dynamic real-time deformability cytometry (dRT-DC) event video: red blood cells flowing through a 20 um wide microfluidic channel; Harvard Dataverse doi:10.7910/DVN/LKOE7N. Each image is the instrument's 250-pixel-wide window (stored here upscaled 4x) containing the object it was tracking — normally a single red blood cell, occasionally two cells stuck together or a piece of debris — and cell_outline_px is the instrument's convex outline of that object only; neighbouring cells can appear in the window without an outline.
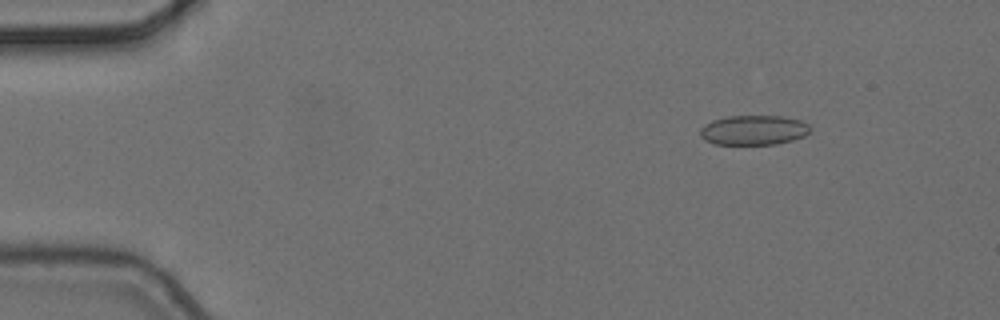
{"species": "common noctule bat (a hibernating species)", "species_latin": "Nyctalus noctula", "temperature_condition": "cold", "stored_images_in_passage": 7, "camera_frame_rate_fps": 3000, "um_per_image_px": 0.085, "animal": {"sex": "female", "body_mass_g": 24.6, "forearm_length_mm": 56.2}, "frame": {"image": 1, "passage_image": 3, "time_ms": 0.667, "image_size_px": [1000, 320], "cell_outline_px": [[808, 132], [804, 136], [792, 140], [776, 144], [716, 144], [704, 140], [700, 136], [700, 128], [704, 124], [712, 120], [728, 116], [780, 116], [800, 120], [808, 124]], "centroid_in_image_um": [64.01, 11.06], "position_along_channel_um": 21.0, "area_um2": 18.96}}
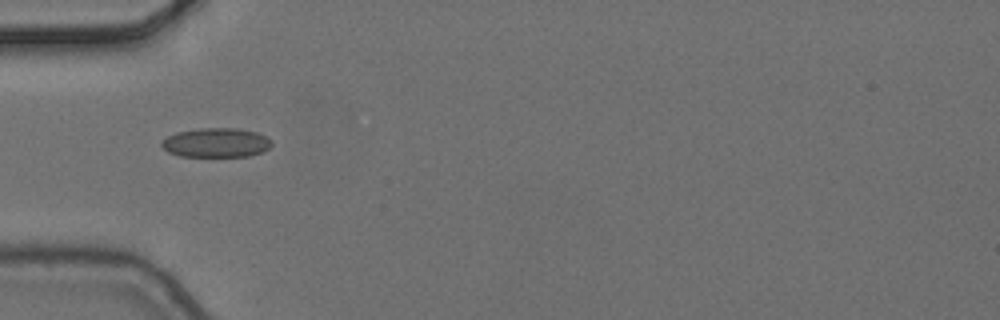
{"frame": {"image": 2, "passage_image": 6, "time_ms": 1.667, "image_size_px": [1000, 320], "cell_outline_px": [[272, 144], [264, 152], [248, 156], [180, 156], [168, 152], [160, 144], [160, 140], [176, 132], [200, 128], [236, 128], [256, 132], [268, 136], [272, 140]], "centroid_in_image_um": [18.38, 12.12], "position_along_channel_um": 66.6, "area_um2": 18.96}}
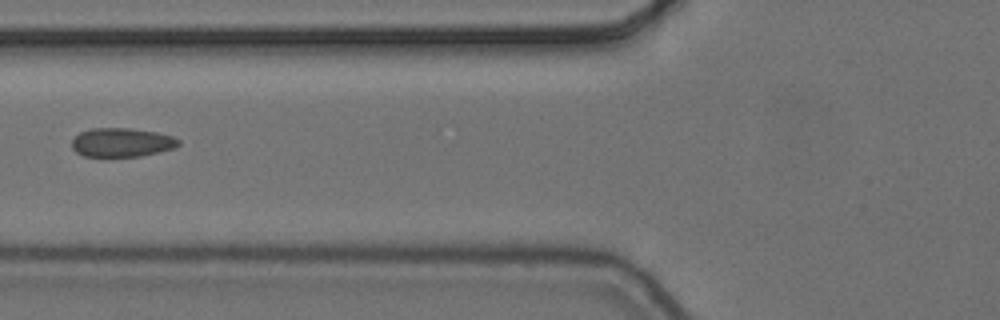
{"frame": {"image": 3, "passage_image": 7, "time_ms": 2.0, "image_size_px": [1000, 320], "cell_outline_px": [[180, 144], [176, 148], [140, 156], [84, 156], [76, 152], [72, 148], [72, 140], [80, 132], [92, 128], [128, 128], [156, 132], [172, 136], [180, 140]], "centroid_in_image_um": [10.36, 12.1], "position_along_channel_um": 115.4, "area_um2": 17.92}}